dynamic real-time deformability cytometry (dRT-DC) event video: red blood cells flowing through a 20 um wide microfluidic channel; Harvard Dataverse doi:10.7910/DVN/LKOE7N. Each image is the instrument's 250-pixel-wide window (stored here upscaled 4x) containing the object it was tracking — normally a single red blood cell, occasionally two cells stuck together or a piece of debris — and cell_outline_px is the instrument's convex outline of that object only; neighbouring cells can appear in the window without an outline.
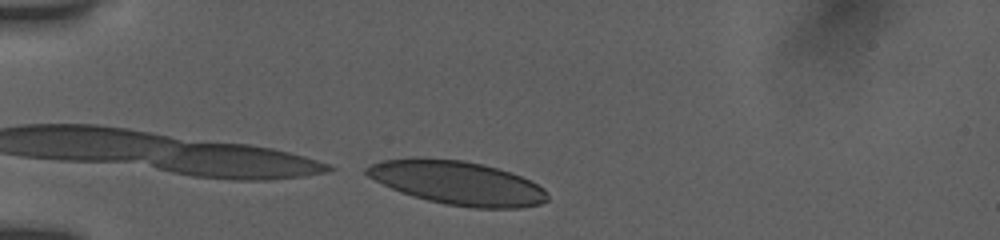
{"species": "human", "species_latin": "Homo sapiens", "temperature_condition": "room temperature", "stored_images_in_passage": 4, "camera_frame_rate_fps": 3000, "um_per_image_px": 0.085, "donor": {"sex": "female"}, "frame": {"image": 1, "passage_image": 4, "time_ms": 1.0, "image_size_px": [1000, 240], "cell_outline_px": [[548, 200], [540, 204], [520, 208], [476, 208], [444, 204], [412, 196], [400, 192], [368, 176], [364, 172], [364, 168], [372, 164], [384, 160], [412, 156], [416, 156], [464, 160], [496, 168], [520, 176], [544, 188], [548, 192]], "centroid_in_image_um": [38.86, 15.53], "position_along_channel_um": 46.1, "area_um2": 46.12}}